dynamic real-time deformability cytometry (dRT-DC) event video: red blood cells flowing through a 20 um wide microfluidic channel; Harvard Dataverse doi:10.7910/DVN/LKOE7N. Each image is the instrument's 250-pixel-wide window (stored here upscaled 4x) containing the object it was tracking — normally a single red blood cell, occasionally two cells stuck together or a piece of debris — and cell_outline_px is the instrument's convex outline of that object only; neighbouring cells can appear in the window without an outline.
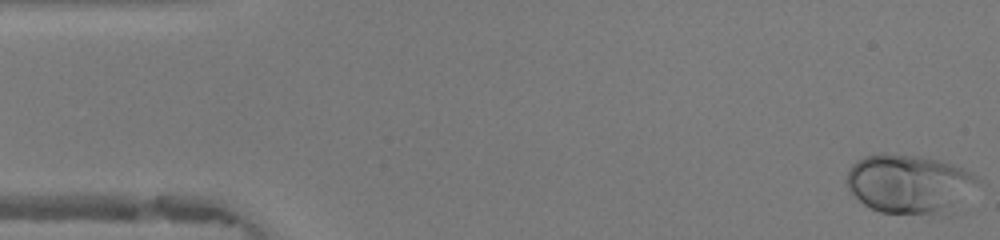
{"species": "human", "species_latin": "Homo sapiens", "temperature_condition": "warm", "stored_images_in_passage": 48, "camera_frame_rate_fps": 3000, "um_per_image_px": 0.085, "donor": {"sex": "female"}, "frame": {"image": 1, "passage_image": 1, "time_ms": 0.0, "image_size_px": [1000, 240], "cell_outline_px": [[980, 180], [952, 216], [932, 216], [880, 212], [864, 204], [848, 188], [844, 180], [848, 168], [856, 160], [864, 156], [880, 152], [884, 152], [920, 156], [940, 160], [952, 164], [972, 172]], "centroid_in_image_um": [77.32, 15.66], "position_along_channel_um": 7.7, "area_um2": 46.47}}
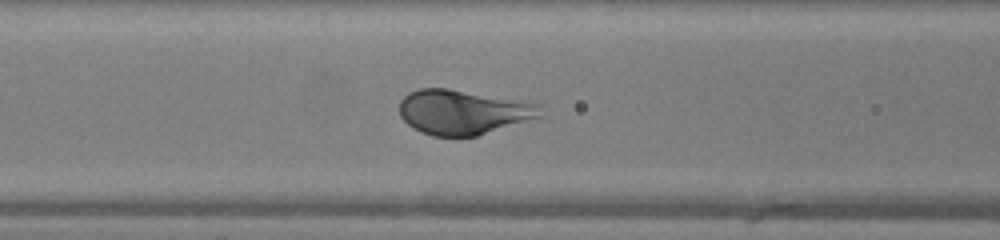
{"frame": {"image": 2, "passage_image": 19, "time_ms": 6.0, "image_size_px": [1000, 240], "cell_outline_px": [[544, 104], [540, 116], [476, 136], [432, 136], [420, 132], [408, 124], [400, 116], [400, 100], [408, 92], [420, 88], [448, 88], [524, 100]], "centroid_in_image_um": [39.36, 9.5], "position_along_channel_um": 127.2, "area_um2": 36.82}}
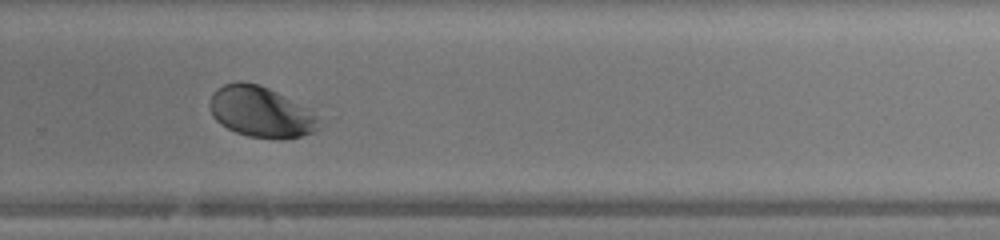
{"frame": {"image": 3, "passage_image": 32, "time_ms": 10.333, "image_size_px": [1000, 240], "cell_outline_px": [[320, 128], [312, 132], [288, 140], [280, 140], [248, 136], [236, 132], [220, 124], [212, 116], [208, 104], [212, 92], [216, 88], [224, 84], [236, 80], [240, 80], [260, 84], [284, 96], [304, 108], [316, 116], [320, 120]], "centroid_in_image_um": [22.11, 9.52], "position_along_channel_um": 307.7, "area_um2": 32.48}, "authors_computed_cell_mechanics": {"area_um2": 37.0209, "velocity_mm_per_s": 4.1697, "shape_relaxation_time_tau1_ms": 2.5301, "shape_relaxation_time_tau2_ms": null, "deformation_change_tau1": 0.1685, "deformation_change_tau2": null}}